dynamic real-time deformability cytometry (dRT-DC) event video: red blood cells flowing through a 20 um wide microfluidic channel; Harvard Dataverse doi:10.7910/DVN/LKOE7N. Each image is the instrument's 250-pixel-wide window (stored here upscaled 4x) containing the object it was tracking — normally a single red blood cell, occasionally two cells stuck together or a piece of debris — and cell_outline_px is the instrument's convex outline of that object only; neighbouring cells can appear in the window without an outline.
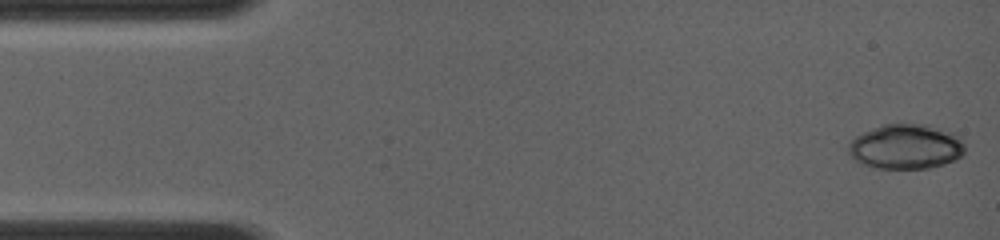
{"species": "common noctule bat (a hibernating species)", "species_latin": "Nyctalus noctula", "temperature_condition": "room temperature", "stored_images_in_passage": 11, "camera_frame_rate_fps": 4000, "um_per_image_px": 0.085, "animal": {"sex": "female", "body_mass_g": 19.0, "forearm_length_mm": 56.7}, "frame": {"image": 1, "passage_image": 1, "time_ms": 0.0, "image_size_px": [1000, 240], "cell_outline_px": [[964, 152], [960, 156], [944, 164], [928, 168], [876, 168], [860, 164], [848, 152], [848, 144], [856, 136], [864, 132], [884, 124], [928, 124], [952, 132], [960, 136], [964, 144]], "centroid_in_image_um": [77.0, 12.46], "position_along_channel_um": 8.0, "area_um2": 30.4}}
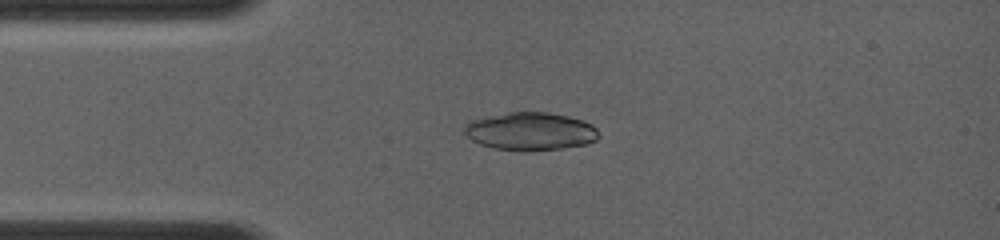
{"frame": {"image": 2, "passage_image": 10, "time_ms": 3.0, "image_size_px": [1000, 240], "cell_outline_px": [[600, 136], [596, 140], [588, 144], [564, 148], [528, 152], [520, 152], [492, 148], [480, 144], [472, 140], [464, 132], [464, 124], [468, 120], [508, 112], [548, 112], [568, 116], [584, 120], [592, 124], [596, 128]], "centroid_in_image_um": [45.08, 11.18], "position_along_channel_um": 39.9, "area_um2": 30.35}}